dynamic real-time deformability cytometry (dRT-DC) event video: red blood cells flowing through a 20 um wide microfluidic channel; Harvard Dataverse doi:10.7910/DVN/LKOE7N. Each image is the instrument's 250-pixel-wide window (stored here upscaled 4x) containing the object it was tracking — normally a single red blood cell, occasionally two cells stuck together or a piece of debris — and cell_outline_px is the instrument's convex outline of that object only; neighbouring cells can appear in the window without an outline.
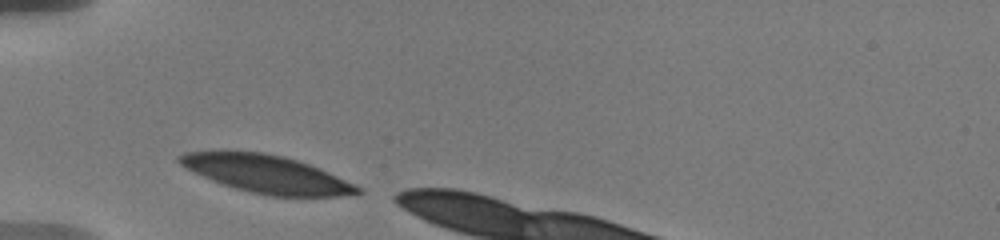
{"species": "human", "species_latin": "Homo sapiens", "temperature_condition": "warm", "stored_images_in_passage": 21, "camera_frame_rate_fps": 3000, "um_per_image_px": 0.085, "donor": {"sex": "male"}, "frame": {"image": 1, "passage_image": 1, "time_ms": 0.0, "image_size_px": [1000, 240], "cell_outline_px": [[364, 192], [340, 196], [268, 196], [236, 188], [212, 180], [184, 168], [176, 160], [176, 156], [184, 152], [220, 148], [264, 152], [284, 156], [320, 168], [360, 188]], "centroid_in_image_um": [22.52, 14.73], "position_along_channel_um": 62.5, "area_um2": 39.65}}
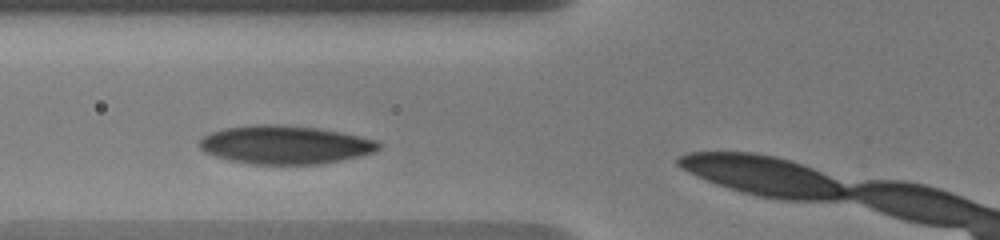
{"frame": {"image": 2, "passage_image": 12, "time_ms": 1.333, "image_size_px": [1000, 240], "cell_outline_px": [[380, 148], [376, 152], [340, 160], [320, 164], [252, 164], [228, 160], [204, 152], [196, 144], [204, 136], [212, 132], [224, 128], [256, 124], [276, 124], [320, 128], [340, 132], [376, 140], [380, 144]], "centroid_in_image_um": [24.21, 12.3], "position_along_channel_um": 101.6, "area_um2": 40.11}}
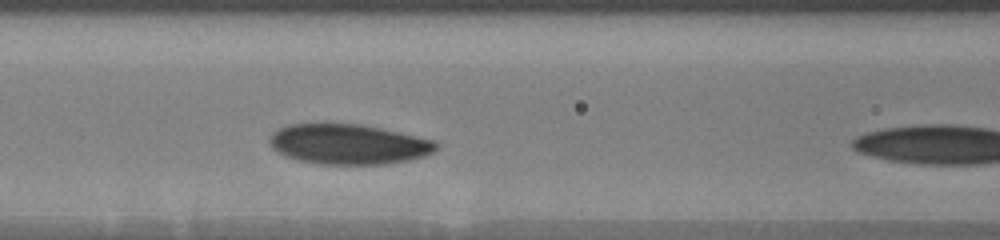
{"frame": {"image": 3, "passage_image": 20, "time_ms": 2.333, "image_size_px": [1000, 240], "cell_outline_px": [[440, 144], [432, 152], [424, 156], [408, 160], [384, 164], [320, 164], [296, 160], [284, 156], [276, 152], [272, 148], [268, 140], [272, 132], [280, 128], [292, 124], [364, 124], [436, 140]], "centroid_in_image_um": [29.61, 12.26], "position_along_channel_um": 137.0, "area_um2": 39.19}}